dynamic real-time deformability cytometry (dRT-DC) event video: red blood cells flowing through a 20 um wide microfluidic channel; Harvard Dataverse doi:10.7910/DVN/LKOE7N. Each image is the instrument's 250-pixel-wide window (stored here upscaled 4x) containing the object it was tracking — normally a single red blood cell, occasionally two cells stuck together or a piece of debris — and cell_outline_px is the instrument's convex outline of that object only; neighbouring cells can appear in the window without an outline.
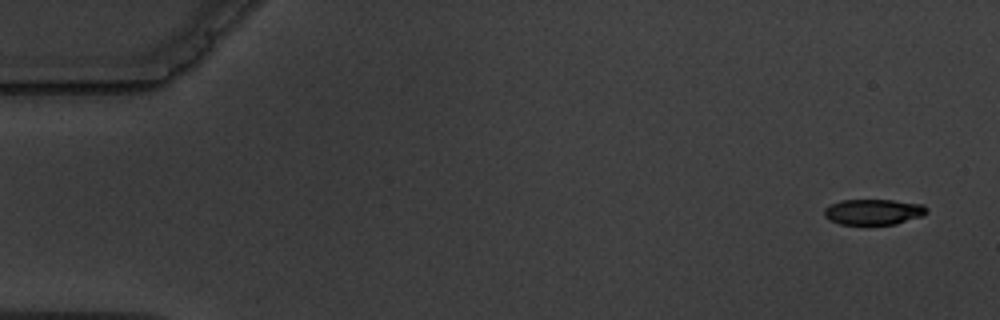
{"species": "common noctule bat (a hibernating species)", "species_latin": "Nyctalus noctula", "temperature_condition": "warm", "stored_images_in_passage": 5, "camera_frame_rate_fps": 3000, "um_per_image_px": 0.085, "animal": {"sex": "male", "body_mass_g": 19.5, "forearm_length_mm": 54.6}, "frame": {"image": 1, "passage_image": 1, "time_ms": 0.0, "image_size_px": [1000, 320], "cell_outline_px": [[928, 212], [924, 216], [896, 224], [840, 224], [828, 220], [824, 216], [824, 208], [840, 200], [892, 200], [924, 204], [928, 208]], "centroid_in_image_um": [74.27, 18.01], "position_along_channel_um": 10.7, "area_um2": 15.49}}
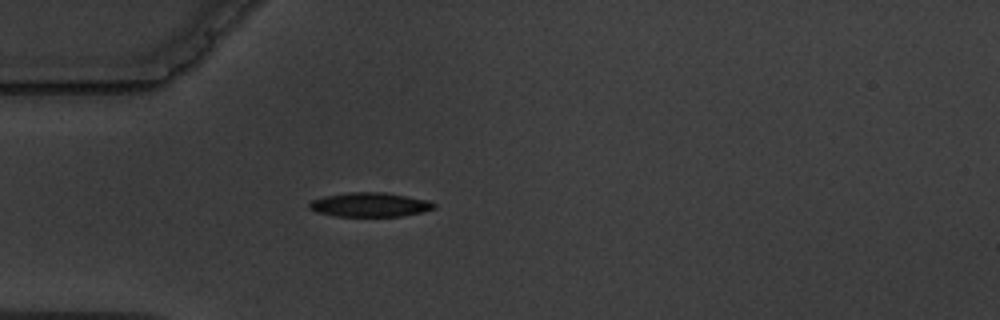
{"frame": {"image": 2, "passage_image": 5, "time_ms": 4.667, "image_size_px": [1000, 320], "cell_outline_px": [[436, 208], [420, 212], [400, 216], [336, 216], [316, 212], [308, 208], [308, 204], [312, 200], [324, 196], [348, 192], [388, 192], [428, 200], [436, 204]], "centroid_in_image_um": [31.43, 17.39], "position_along_channel_um": 53.6, "area_um2": 17.69}}